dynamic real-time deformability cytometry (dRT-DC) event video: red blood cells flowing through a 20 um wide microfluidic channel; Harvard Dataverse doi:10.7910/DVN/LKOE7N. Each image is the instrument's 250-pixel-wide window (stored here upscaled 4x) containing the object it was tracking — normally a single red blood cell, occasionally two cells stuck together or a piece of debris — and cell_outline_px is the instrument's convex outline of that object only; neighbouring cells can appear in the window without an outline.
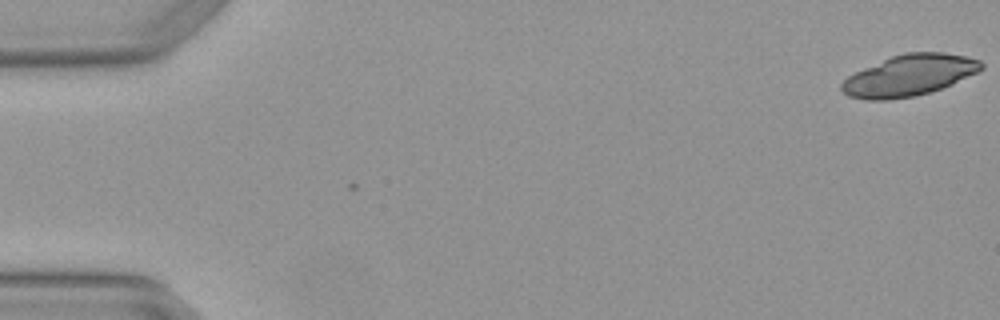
{"species": "Egyptian fruit bat (a non-hibernating species)", "species_latin": "Rousettus aegyptiacus", "temperature_condition": "warm", "stored_images_in_passage": 5, "camera_frame_rate_fps": 3000, "um_per_image_px": 0.085, "animal": {"sex": "female"}, "frame": {"image": 1, "passage_image": 1, "time_ms": 0.0, "image_size_px": [1000, 320], "cell_outline_px": [[984, 68], [952, 84], [928, 92], [912, 96], [888, 100], [864, 100], [848, 96], [840, 88], [840, 84], [848, 76], [864, 68], [892, 56], [904, 52], [944, 52], [964, 56], [980, 60], [984, 64]], "centroid_in_image_um": [77.27, 6.4], "position_along_channel_um": 7.7, "area_um2": 33.18}}